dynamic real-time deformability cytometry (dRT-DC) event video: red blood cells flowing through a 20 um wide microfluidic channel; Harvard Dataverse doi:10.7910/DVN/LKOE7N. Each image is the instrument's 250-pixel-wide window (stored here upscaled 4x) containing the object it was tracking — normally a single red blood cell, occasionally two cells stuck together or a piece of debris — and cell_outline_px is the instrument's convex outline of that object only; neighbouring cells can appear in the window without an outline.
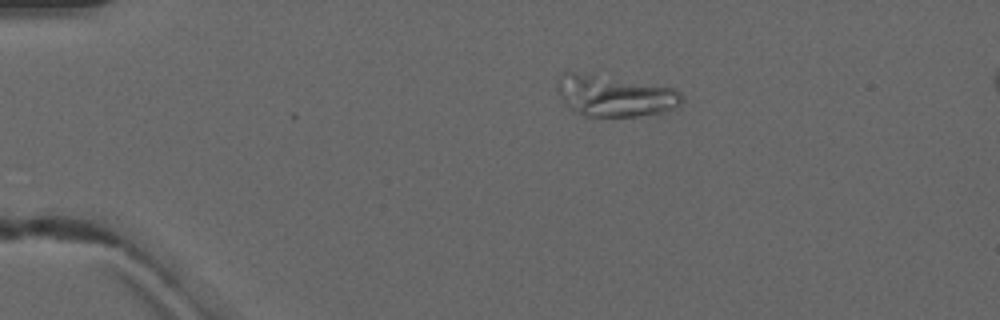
{"species": "common noctule bat (a hibernating species)", "species_latin": "Nyctalus noctula", "temperature_condition": "warm", "stored_images_in_passage": 3, "camera_frame_rate_fps": 3000, "um_per_image_px": 0.085, "animal": {"sex": "male", "forearm_length_mm": 52.5}, "frame": {"image": 1, "passage_image": 1, "time_ms": 0.0, "image_size_px": [1000, 320], "cell_outline_px": [[684, 100], [680, 104], [664, 112], [636, 116], [584, 116], [564, 104], [556, 88], [556, 84], [560, 76], [564, 72], [572, 72], [676, 88], [684, 96]], "centroid_in_image_um": [52.25, 8.16], "position_along_channel_um": 32.7, "area_um2": 29.48}}